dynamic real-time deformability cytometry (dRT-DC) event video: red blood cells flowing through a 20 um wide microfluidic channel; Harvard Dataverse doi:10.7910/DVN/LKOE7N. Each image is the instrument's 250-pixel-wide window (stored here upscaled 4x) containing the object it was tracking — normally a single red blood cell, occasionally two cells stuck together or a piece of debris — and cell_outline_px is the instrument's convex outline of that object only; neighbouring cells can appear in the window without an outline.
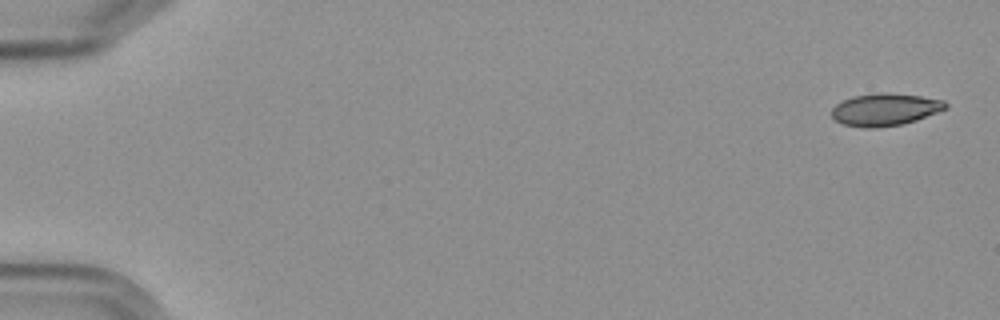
{"species": "Egyptian fruit bat (a non-hibernating species)", "species_latin": "Rousettus aegyptiacus", "temperature_condition": "cold", "stored_images_in_passage": 14, "camera_frame_rate_fps": 3000, "um_per_image_px": 0.085, "frame": {"image": 1, "passage_image": 1, "time_ms": 0.0, "image_size_px": [1000, 320], "cell_outline_px": [[948, 108], [916, 120], [900, 124], [876, 128], [864, 128], [844, 124], [836, 120], [832, 116], [832, 108], [836, 104], [852, 96], [880, 92], [884, 92], [920, 96], [944, 100], [948, 104]], "centroid_in_image_um": [75.23, 9.3], "position_along_channel_um": 9.8, "area_um2": 21.39}}
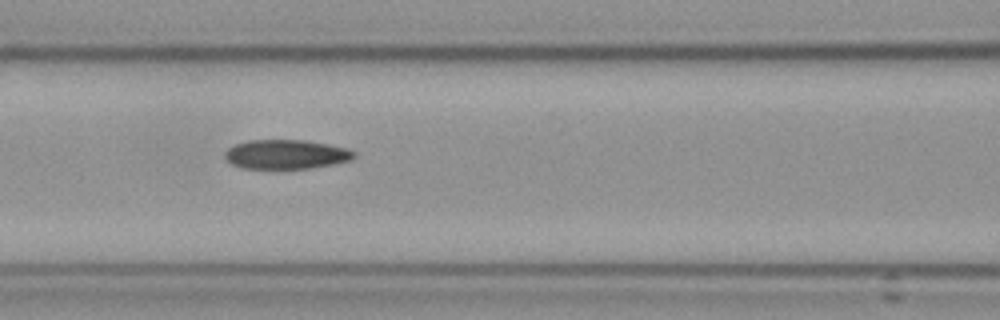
{"frame": {"image": 2, "passage_image": 7, "time_ms": 8.0, "image_size_px": [1000, 320], "cell_outline_px": [[356, 156], [352, 160], [332, 164], [308, 168], [240, 168], [232, 164], [224, 156], [224, 152], [228, 148], [236, 144], [248, 140], [304, 140], [328, 144], [348, 148], [356, 152]], "centroid_in_image_um": [24.33, 13.11], "position_along_channel_um": 142.3, "area_um2": 22.02}, "authors_computed_cell_mechanics": {"area_um2": 22.3108, "velocity_mm_per_s": 3.5978, "shape_relaxation_time_tau1_ms": 8.2928, "shape_relaxation_time_tau2_ms": 8.3424, "deformation_change_tau1": 0.1697, "deformation_change_tau2": 0.1092}}